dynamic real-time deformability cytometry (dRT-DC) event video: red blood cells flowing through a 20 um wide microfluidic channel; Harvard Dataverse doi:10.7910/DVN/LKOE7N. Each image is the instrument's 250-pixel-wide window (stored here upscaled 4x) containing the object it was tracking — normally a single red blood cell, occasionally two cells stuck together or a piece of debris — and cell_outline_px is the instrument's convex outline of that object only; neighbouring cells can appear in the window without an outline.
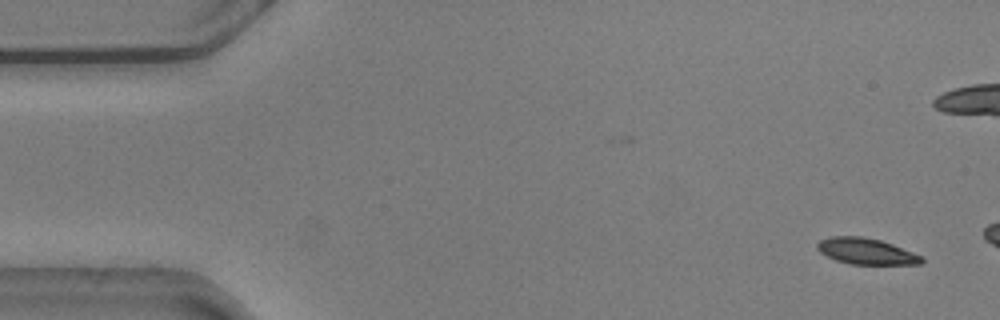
{"species": "common noctule bat (a hibernating species)", "species_latin": "Nyctalus noctula", "temperature_condition": "warm", "stored_images_in_passage": 10, "camera_frame_rate_fps": 3000, "um_per_image_px": 0.085, "animal": {"sex": "male", "body_mass_g": 20.5, "forearm_length_mm": 52.5}, "frame": {"image": 1, "passage_image": 2, "time_ms": 0.333, "image_size_px": [1000, 320], "cell_outline_px": [[924, 260], [920, 264], [852, 264], [836, 260], [820, 252], [816, 248], [816, 244], [820, 240], [832, 236], [860, 236], [880, 240], [892, 244], [912, 252], [920, 256]], "centroid_in_image_um": [73.59, 21.35], "position_along_channel_um": 11.4, "area_um2": 15.66}}